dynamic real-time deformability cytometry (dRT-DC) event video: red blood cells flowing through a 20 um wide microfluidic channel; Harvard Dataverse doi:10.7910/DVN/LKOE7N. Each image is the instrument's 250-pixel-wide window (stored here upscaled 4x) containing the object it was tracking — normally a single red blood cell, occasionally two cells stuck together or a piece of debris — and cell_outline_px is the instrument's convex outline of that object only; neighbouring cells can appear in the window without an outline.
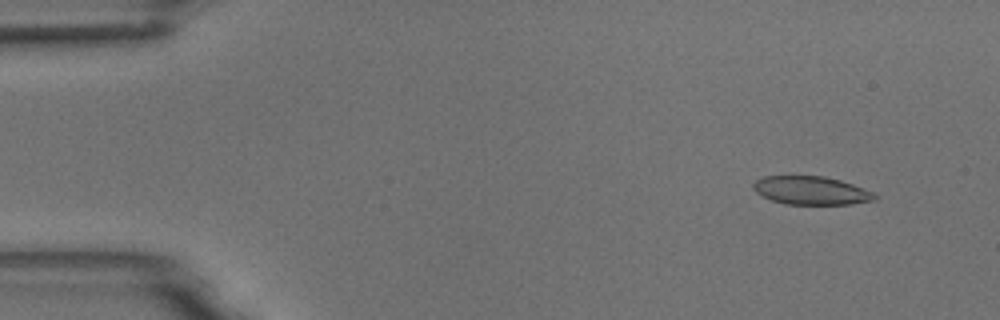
{"species": "common noctule bat (a hibernating species)", "species_latin": "Nyctalus noctula", "temperature_condition": "room temperature", "stored_images_in_passage": 5, "camera_frame_rate_fps": 3000, "um_per_image_px": 0.085, "animal": {"sex": "male", "body_mass_g": 18.8}, "frame": {"image": 1, "passage_image": 2, "time_ms": 0.333, "image_size_px": [1000, 320], "cell_outline_px": [[880, 196], [876, 200], [852, 204], [784, 204], [772, 200], [756, 192], [752, 188], [752, 184], [756, 180], [764, 176], [824, 176], [840, 180], [876, 192]], "centroid_in_image_um": [69.0, 16.19], "position_along_channel_um": 16.0, "area_um2": 20.23}}
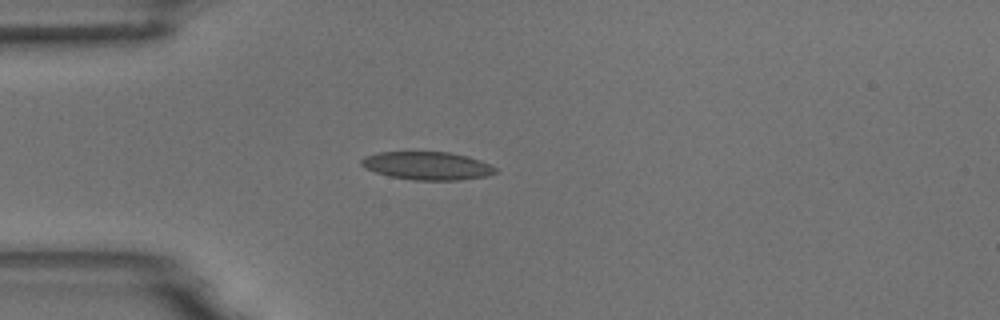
{"frame": {"image": 2, "passage_image": 5, "time_ms": 1.333, "image_size_px": [1000, 320], "cell_outline_px": [[496, 172], [488, 176], [460, 180], [412, 180], [388, 176], [364, 168], [360, 164], [360, 160], [364, 156], [376, 152], [448, 152], [468, 156], [480, 160], [496, 168]], "centroid_in_image_um": [36.28, 14.09], "position_along_channel_um": 48.7, "area_um2": 22.08}}